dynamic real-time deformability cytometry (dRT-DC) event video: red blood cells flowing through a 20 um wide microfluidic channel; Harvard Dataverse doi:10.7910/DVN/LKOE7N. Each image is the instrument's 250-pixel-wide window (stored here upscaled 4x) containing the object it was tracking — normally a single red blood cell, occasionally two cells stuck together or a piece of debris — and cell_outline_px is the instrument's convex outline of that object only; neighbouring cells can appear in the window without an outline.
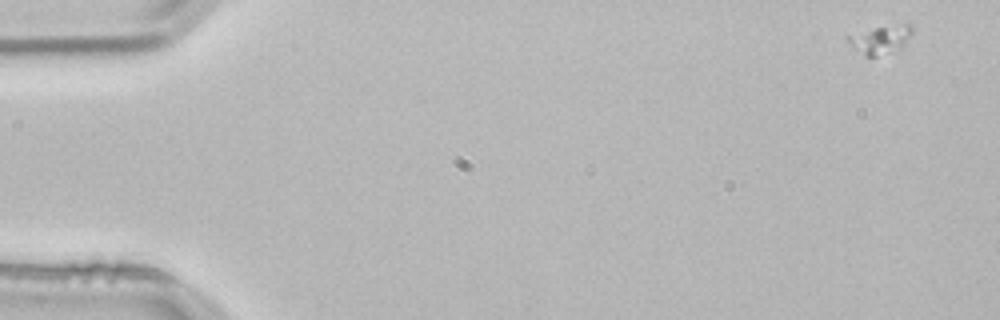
{"species": "common noctule bat (a hibernating species)", "species_latin": "Nyctalus noctula", "temperature_condition": "room temperature", "stored_images_in_passage": 3, "camera_frame_rate_fps": 3000, "um_per_image_px": 0.085, "animal": {"sex": "male", "body_mass_g": 21.5, "forearm_length_mm": 52.0}, "frame": {"image": 1, "passage_image": 1, "time_ms": 0.0, "image_size_px": [1000, 320], "cell_outline_px": [[912, 32], [904, 44], [900, 48], [876, 56], [864, 56], [844, 36], [876, 28], [900, 24], [912, 24]], "centroid_in_image_um": [74.86, 3.35], "position_along_channel_um": 10.1, "area_um2": 10.06}}